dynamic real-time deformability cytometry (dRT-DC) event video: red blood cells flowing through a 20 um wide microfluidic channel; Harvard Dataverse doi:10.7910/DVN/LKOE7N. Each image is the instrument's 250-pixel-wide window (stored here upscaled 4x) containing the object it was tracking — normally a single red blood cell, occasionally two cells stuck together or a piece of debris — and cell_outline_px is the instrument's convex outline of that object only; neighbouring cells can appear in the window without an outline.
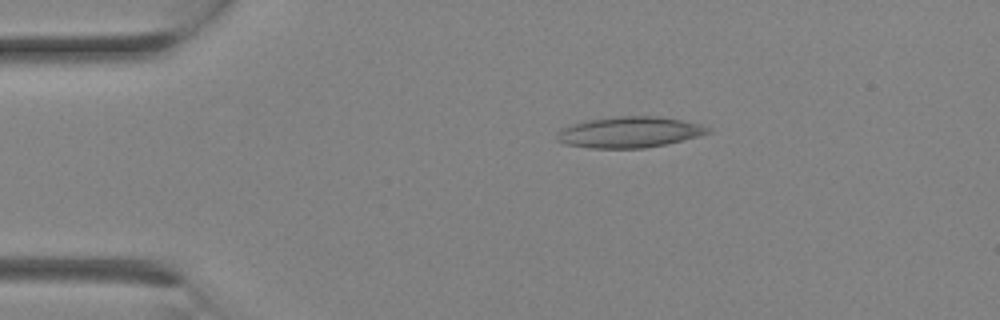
{"species": "Egyptian fruit bat (a non-hibernating species)", "species_latin": "Rousettus aegyptiacus", "temperature_condition": "room temperature", "stored_images_in_passage": 25, "camera_frame_rate_fps": 3000, "um_per_image_px": 0.085, "animal": {"sex": "female"}, "frame": {"image": 1, "passage_image": 5, "time_ms": 1.333, "image_size_px": [1000, 320], "cell_outline_px": [[712, 132], [700, 136], [664, 144], [644, 148], [588, 148], [564, 144], [556, 140], [556, 136], [560, 128], [572, 124], [588, 120], [616, 116], [656, 116], [680, 120], [700, 124], [712, 128]], "centroid_in_image_um": [53.48, 11.23], "position_along_channel_um": 31.5, "area_um2": 27.28}}
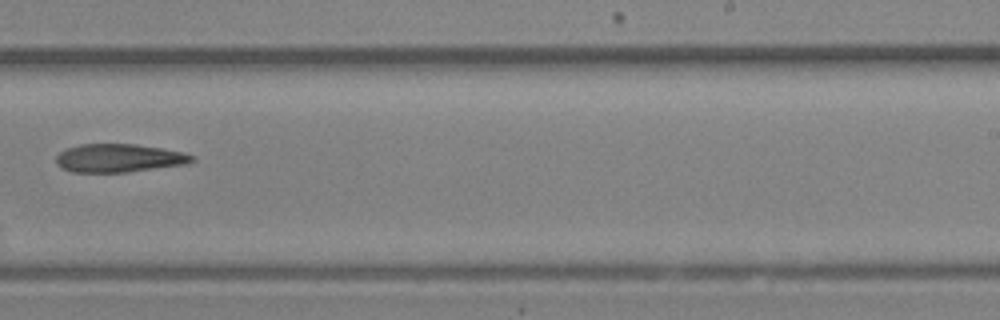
{"frame": {"image": 2, "passage_image": 16, "time_ms": 5.0, "image_size_px": [1000, 320], "cell_outline_px": [[196, 160], [188, 164], [128, 172], [72, 172], [56, 164], [56, 156], [60, 152], [68, 148], [80, 144], [136, 144], [184, 152], [196, 156]], "centroid_in_image_um": [10.16, 13.44], "position_along_channel_um": 278.8, "area_um2": 22.48}}
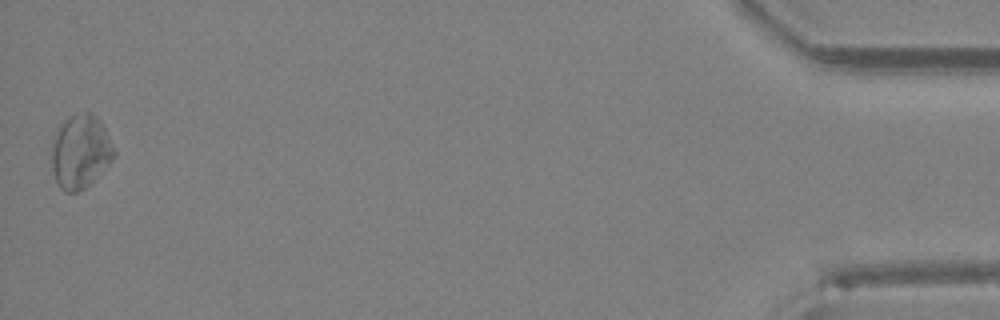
{"frame": {"image": 3, "passage_image": 25, "time_ms": 8.0, "image_size_px": [1000, 320], "cell_outline_px": [[116, 156], [84, 188], [76, 192], [64, 192], [60, 188], [52, 172], [52, 136], [64, 120], [68, 116], [76, 112], [92, 112], [100, 120], [116, 152]], "centroid_in_image_um": [6.81, 12.85], "position_along_channel_um": 428.4, "area_um2": 26.82}}